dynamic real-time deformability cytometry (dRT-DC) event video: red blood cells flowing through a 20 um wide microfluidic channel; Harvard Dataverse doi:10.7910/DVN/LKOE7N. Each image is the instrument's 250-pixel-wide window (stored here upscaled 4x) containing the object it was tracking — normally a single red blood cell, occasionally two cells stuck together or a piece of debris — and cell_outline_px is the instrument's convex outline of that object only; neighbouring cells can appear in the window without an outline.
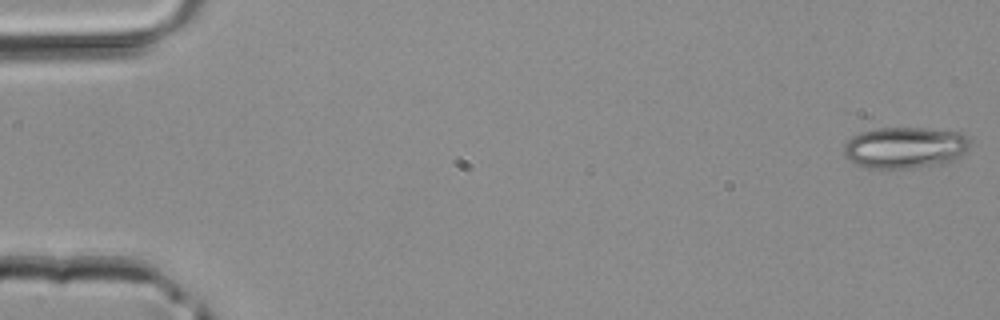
{"species": "common noctule bat (a hibernating species)", "species_latin": "Nyctalus noctula", "temperature_condition": "room temperature", "stored_images_in_passage": 45, "camera_frame_rate_fps": 3000, "um_per_image_px": 0.085, "animal": {"sex": "male", "body_mass_g": 20.4}, "frame": {"image": 1, "passage_image": 1, "time_ms": 0.0, "image_size_px": [1000, 320], "cell_outline_px": [[972, 144], [964, 152], [952, 160], [944, 164], [908, 168], [864, 168], [848, 160], [844, 156], [844, 144], [864, 116], [868, 116], [964, 132], [972, 140]], "centroid_in_image_um": [76.72, 12.29], "position_along_channel_um": 8.3, "area_um2": 35.55}}
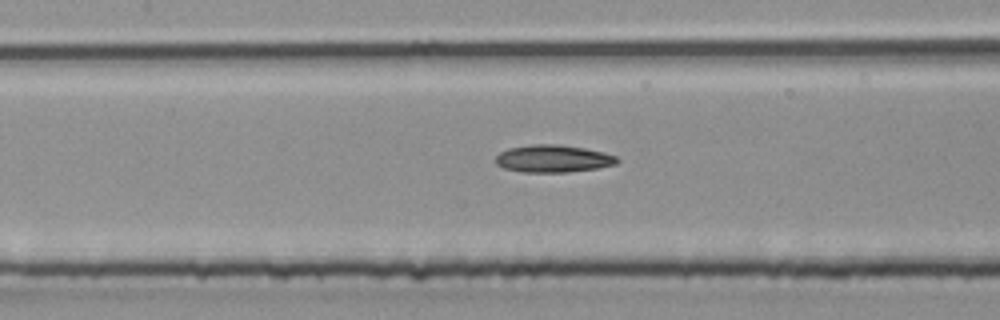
{"frame": {"image": 2, "passage_image": 21, "time_ms": 6.667, "image_size_px": [1000, 320], "cell_outline_px": [[620, 160], [616, 164], [596, 168], [568, 172], [524, 172], [504, 168], [496, 164], [496, 156], [500, 152], [508, 148], [532, 144], [556, 144], [584, 148], [604, 152], [616, 156]], "centroid_in_image_um": [47.01, 13.48], "position_along_channel_um": 160.4, "area_um2": 19.36}}
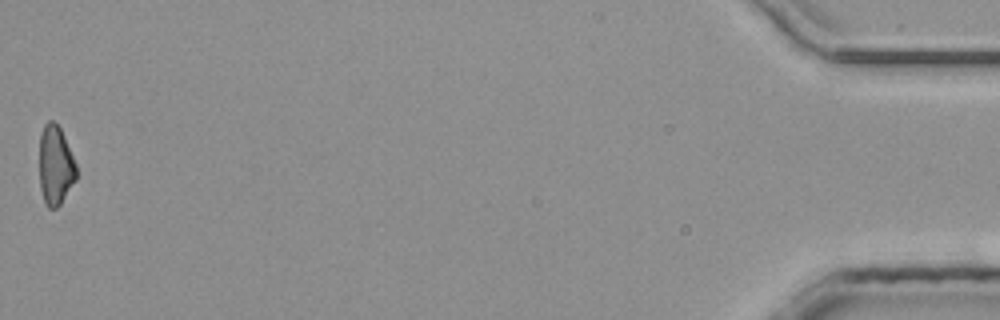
{"frame": {"image": 3, "passage_image": 45, "time_ms": 14.667, "image_size_px": [1000, 320], "cell_outline_px": [[76, 180], [60, 204], [56, 208], [48, 208], [44, 204], [40, 188], [40, 136], [44, 124], [48, 120], [52, 120], [60, 128], [76, 164]], "centroid_in_image_um": [4.7, 14.08], "position_along_channel_um": 430.5, "area_um2": 16.99}}